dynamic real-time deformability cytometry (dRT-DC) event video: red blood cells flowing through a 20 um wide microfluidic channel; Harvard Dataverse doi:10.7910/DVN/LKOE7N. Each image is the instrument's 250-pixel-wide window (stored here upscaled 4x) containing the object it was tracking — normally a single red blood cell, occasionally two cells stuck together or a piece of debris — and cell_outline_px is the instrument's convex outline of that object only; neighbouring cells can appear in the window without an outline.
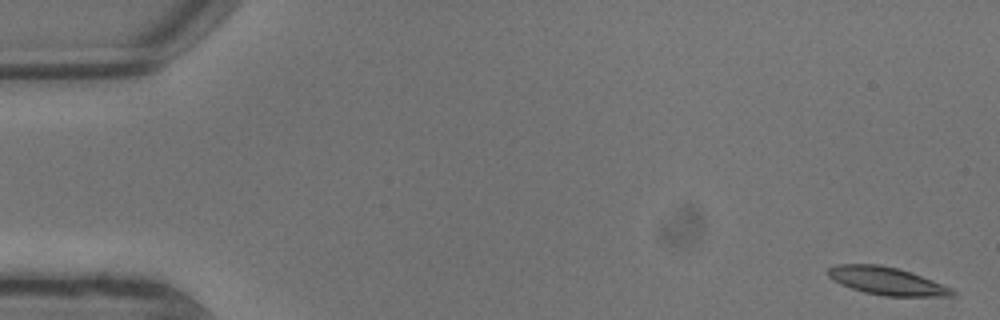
{"species": "common noctule bat (a hibernating species)", "species_latin": "Nyctalus noctula", "temperature_condition": "warm", "stored_images_in_passage": 7, "segment_of_instrument_passage": [1, 2], "camera_frame_rate_fps": 3000, "um_per_image_px": 0.085, "animal": {"sex": "male", "body_mass_g": 13.3}, "frame": {"image": 1, "passage_image": 1, "time_ms": 0.0, "image_size_px": [1000, 320], "cell_outline_px": [[960, 292], [956, 296], [884, 296], [864, 292], [840, 284], [832, 280], [828, 276], [828, 268], [836, 264], [880, 264], [896, 268], [932, 280], [952, 288]], "centroid_in_image_um": [75.39, 23.89], "position_along_channel_um": 9.6, "area_um2": 20.11}}
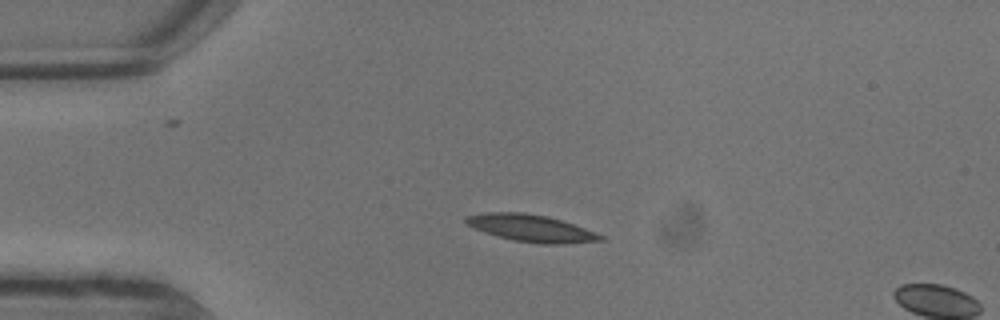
{"frame": {"image": 2, "passage_image": 5, "time_ms": 1.333, "image_size_px": [1000, 320], "cell_outline_px": [[604, 240], [556, 244], [544, 244], [512, 240], [484, 232], [464, 224], [464, 216], [488, 212], [524, 212], [548, 216], [584, 228], [604, 236]], "centroid_in_image_um": [45.08, 19.38], "position_along_channel_um": 39.9, "area_um2": 21.1}}